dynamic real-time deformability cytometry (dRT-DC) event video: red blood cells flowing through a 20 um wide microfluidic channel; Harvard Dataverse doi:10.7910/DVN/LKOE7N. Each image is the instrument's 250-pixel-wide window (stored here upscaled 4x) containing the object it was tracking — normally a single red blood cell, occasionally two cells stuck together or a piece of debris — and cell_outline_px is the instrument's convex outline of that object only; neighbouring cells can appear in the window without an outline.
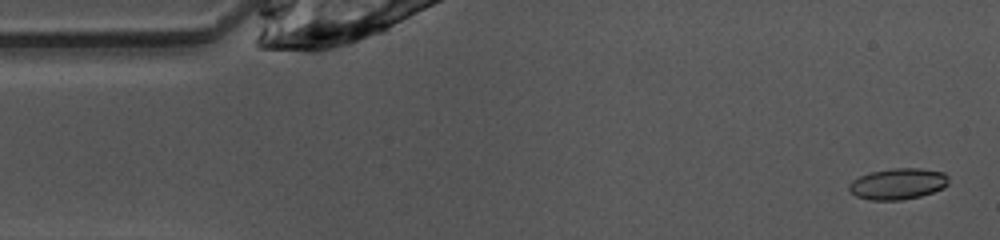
{"species": "common noctule bat (a hibernating species)", "species_latin": "Nyctalus noctula", "temperature_condition": "warm", "stored_images_in_passage": 48, "camera_frame_rate_fps": 3000, "um_per_image_px": 0.085, "animal": {"sex": "female", "body_mass_g": 10.0, "forearm_length_mm": 53.1}, "frame": {"image": 1, "passage_image": 2, "time_ms": 0.333, "image_size_px": [1000, 240], "cell_outline_px": [[948, 184], [944, 188], [920, 196], [900, 200], [868, 200], [856, 196], [848, 188], [848, 184], [852, 180], [860, 176], [872, 172], [892, 168], [920, 168], [944, 172], [948, 176]], "centroid_in_image_um": [76.33, 15.62], "position_along_channel_um": 8.7, "area_um2": 18.09}}
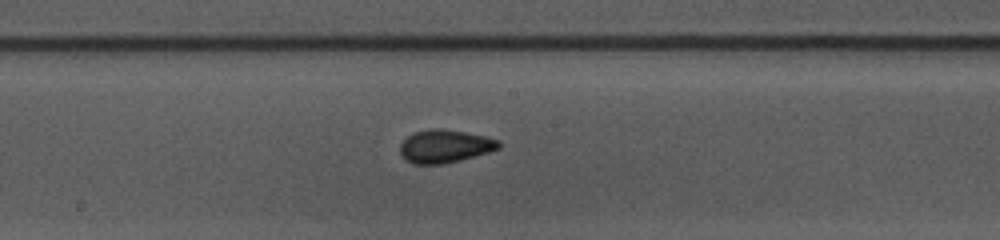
{"frame": {"image": 2, "passage_image": 24, "time_ms": 7.667, "image_size_px": [1000, 240], "cell_outline_px": [[500, 148], [488, 152], [460, 160], [440, 164], [416, 164], [408, 160], [400, 152], [400, 144], [408, 136], [416, 132], [428, 128], [444, 128], [484, 136], [500, 140]], "centroid_in_image_um": [37.83, 12.41], "position_along_channel_um": 210.4, "area_um2": 18.79}}
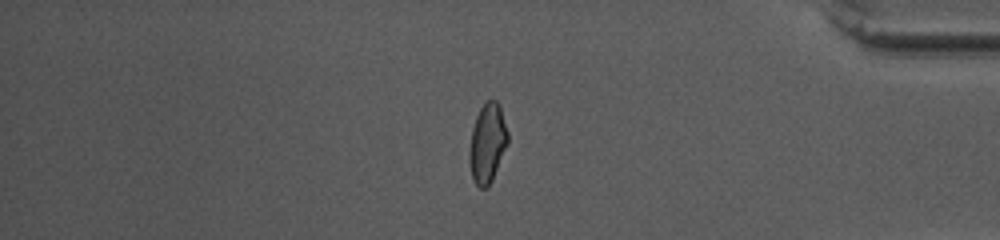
{"frame": {"image": 3, "passage_image": 40, "time_ms": 13.0, "image_size_px": [1000, 240], "cell_outline_px": [[508, 144], [492, 180], [488, 188], [480, 188], [476, 184], [472, 176], [468, 160], [468, 156], [472, 128], [476, 116], [480, 108], [488, 100], [496, 100], [500, 108], [508, 132]], "centroid_in_image_um": [41.42, 12.19], "position_along_channel_um": 393.8, "area_um2": 17.74}, "authors_computed_cell_mechanics": {"area_um2": 17.918, "velocity_mm_per_s": 4.0559, "shape_relaxation_time_tau1_ms": 6.7043, "shape_relaxation_time_tau2_ms": 1.3955, "deformation_change_tau1": 0.1479, "deformation_change_tau2": 0.0442}}